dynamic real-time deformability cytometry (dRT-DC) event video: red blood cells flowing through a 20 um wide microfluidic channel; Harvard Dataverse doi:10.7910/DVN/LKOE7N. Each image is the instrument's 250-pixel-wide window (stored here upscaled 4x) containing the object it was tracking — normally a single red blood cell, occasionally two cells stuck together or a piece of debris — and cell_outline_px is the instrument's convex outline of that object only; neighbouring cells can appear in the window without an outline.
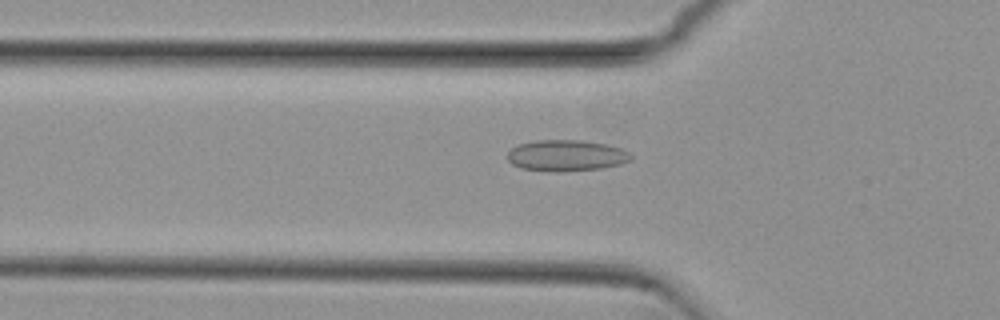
{"species": "common noctule bat (a hibernating species)", "species_latin": "Nyctalus noctula", "temperature_condition": "cold", "stored_images_in_passage": 48, "camera_frame_rate_fps": 3000, "um_per_image_px": 0.085, "animal": {"sex": "female", "body_mass_g": 29.2, "forearm_length_mm": 56.3}, "frame": {"image": 1, "passage_image": 12, "time_ms": 3.667, "image_size_px": [1000, 320], "cell_outline_px": [[632, 160], [620, 164], [600, 168], [560, 172], [520, 168], [512, 164], [508, 160], [508, 152], [512, 148], [520, 144], [536, 140], [580, 140], [608, 144], [620, 148], [628, 152], [632, 156]], "centroid_in_image_um": [48.14, 13.22], "position_along_channel_um": 77.7, "area_um2": 22.37}}
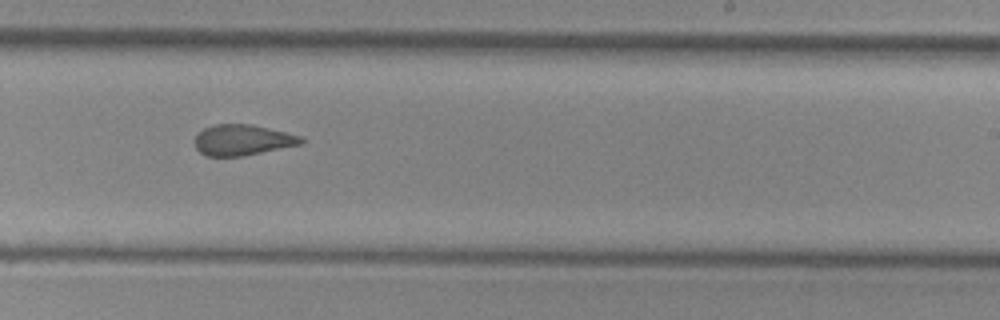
{"frame": {"image": 2, "passage_image": 27, "time_ms": 8.667, "image_size_px": [1000, 320], "cell_outline_px": [[304, 140], [300, 144], [244, 156], [204, 156], [196, 148], [196, 136], [204, 128], [212, 124], [252, 124], [300, 136]], "centroid_in_image_um": [20.58, 11.9], "position_along_channel_um": 268.4, "area_um2": 18.84}}
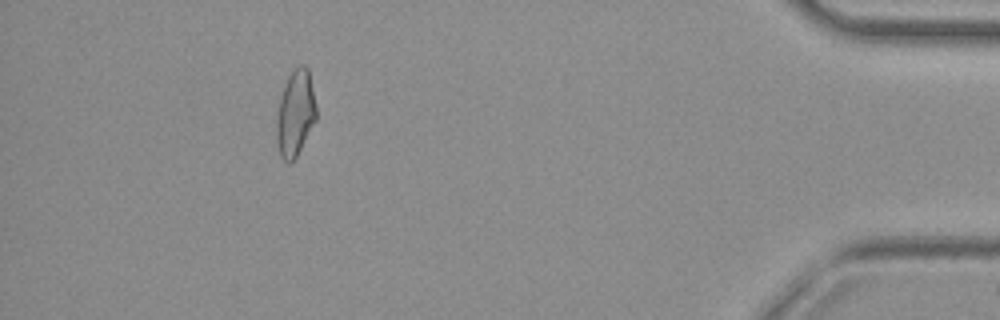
{"frame": {"image": 3, "passage_image": 43, "time_ms": 14.0, "image_size_px": [1000, 320], "cell_outline_px": [[316, 120], [296, 156], [288, 164], [280, 156], [276, 140], [276, 120], [280, 96], [284, 84], [288, 76], [300, 64], [304, 64], [308, 68], [316, 108]], "centroid_in_image_um": [25.08, 9.63], "position_along_channel_um": 410.1, "area_um2": 19.77}, "authors_computed_cell_mechanics": {"area_um2": 20.4034, "velocity_mm_per_s": 3.8064, "shape_relaxation_time_tau1_ms": null, "shape_relaxation_time_tau2_ms": 1.7202, "deformation_change_tau1": null, "deformation_change_tau2": 0.0836}}